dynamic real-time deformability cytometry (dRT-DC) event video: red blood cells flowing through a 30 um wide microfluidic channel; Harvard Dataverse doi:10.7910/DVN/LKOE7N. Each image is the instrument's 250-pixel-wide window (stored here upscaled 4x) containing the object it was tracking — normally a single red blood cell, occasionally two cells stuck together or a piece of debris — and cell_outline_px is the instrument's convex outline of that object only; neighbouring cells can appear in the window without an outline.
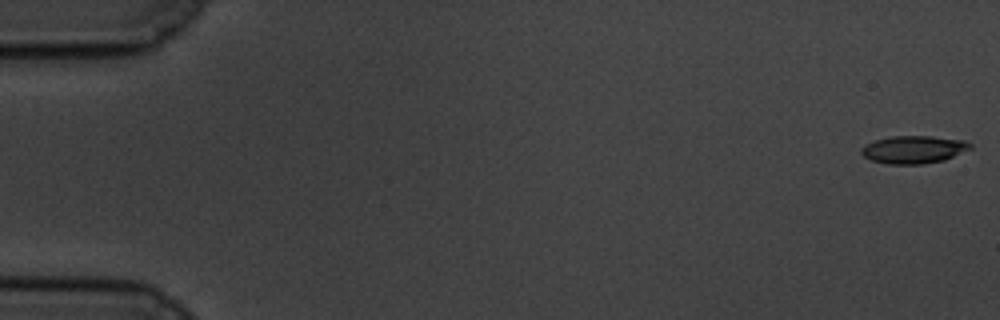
{"species": "common noctule bat (a hibernating species)", "species_latin": "Nyctalus noctula", "temperature_condition": "cold", "stored_images_in_passage": 18, "camera_frame_rate_fps": 3000, "um_per_image_px": 0.085, "animal": {"sex": "male", "body_mass_g": 19.5, "forearm_length_mm": 54.6}, "frame": {"image": 1, "passage_image": 1, "time_ms": 0.0, "image_size_px": [1000, 320], "cell_outline_px": [[972, 148], [944, 160], [920, 164], [888, 164], [872, 160], [864, 156], [860, 152], [860, 148], [864, 144], [876, 140], [892, 136], [932, 136], [964, 140], [972, 144]], "centroid_in_image_um": [77.65, 12.7], "position_along_channel_um": 7.4, "area_um2": 17.57}}
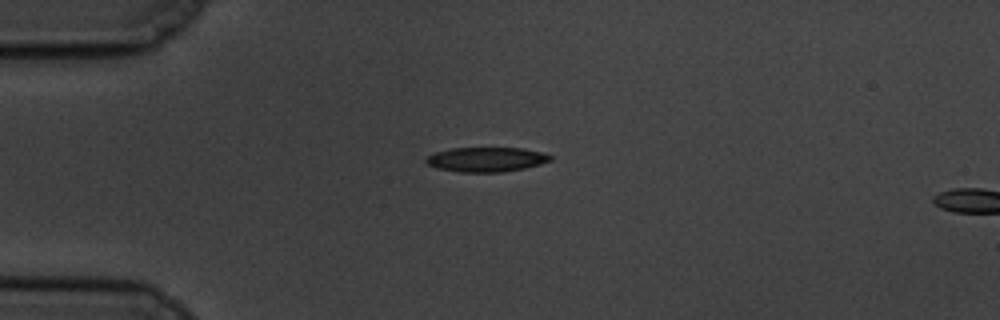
{"frame": {"image": 2, "passage_image": 15, "time_ms": 4.667, "image_size_px": [1000, 320], "cell_outline_px": [[552, 160], [540, 164], [524, 168], [504, 172], [460, 172], [436, 168], [424, 164], [424, 160], [428, 156], [436, 152], [452, 148], [524, 148], [544, 152], [552, 156]], "centroid_in_image_um": [41.33, 13.55], "position_along_channel_um": 43.7, "area_um2": 17.98}}